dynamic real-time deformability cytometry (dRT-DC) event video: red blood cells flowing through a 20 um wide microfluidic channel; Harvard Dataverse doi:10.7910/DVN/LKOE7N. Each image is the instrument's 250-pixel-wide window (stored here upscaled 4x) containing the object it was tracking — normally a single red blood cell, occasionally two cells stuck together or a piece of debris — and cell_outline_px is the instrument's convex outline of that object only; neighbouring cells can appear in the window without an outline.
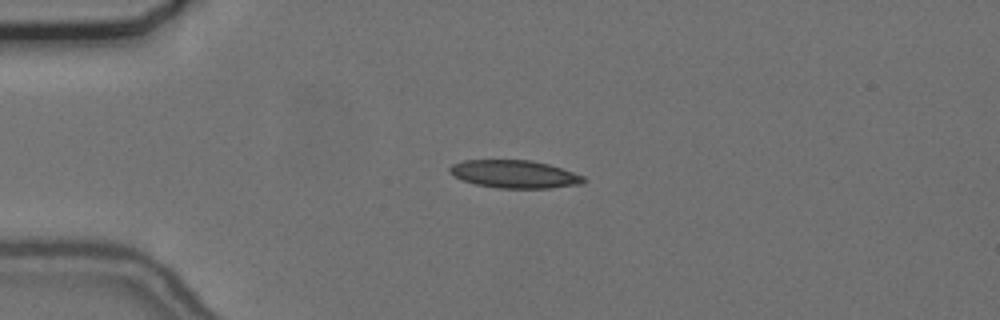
{"species": "common noctule bat (a hibernating species)", "species_latin": "Nyctalus noctula", "temperature_condition": "cold", "stored_images_in_passage": 43, "camera_frame_rate_fps": 3000, "um_per_image_px": 0.085, "animal": {"sex": "female", "body_mass_g": 24.6, "forearm_length_mm": 56.2}, "frame": {"image": 1, "passage_image": 1, "time_ms": 0.0, "image_size_px": [1000, 320], "cell_outline_px": [[588, 180], [584, 184], [548, 188], [496, 188], [476, 184], [464, 180], [448, 172], [448, 168], [452, 164], [464, 160], [532, 160], [548, 164], [584, 176]], "centroid_in_image_um": [43.76, 14.8], "position_along_channel_um": 41.2, "area_um2": 21.73}}
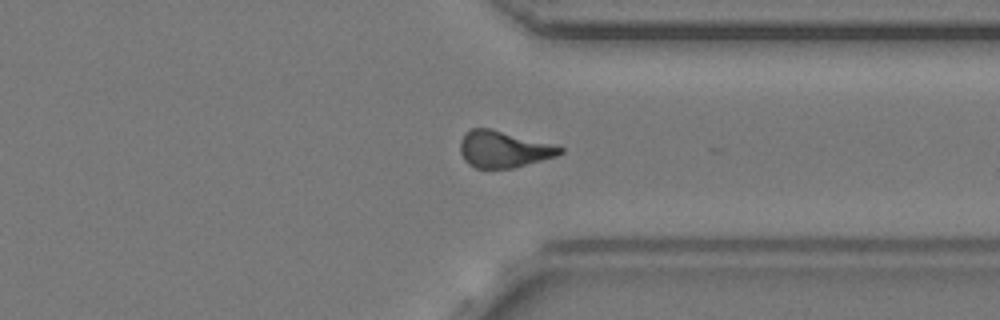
{"frame": {"image": 2, "passage_image": 30, "time_ms": 9.667, "image_size_px": [1000, 320], "cell_outline_px": [[564, 152], [556, 156], [512, 168], [476, 168], [468, 164], [464, 160], [460, 152], [460, 140], [464, 132], [472, 128], [492, 128], [552, 144], [564, 148]], "centroid_in_image_um": [42.77, 12.67], "position_along_channel_um": 368.6, "area_um2": 21.33}}
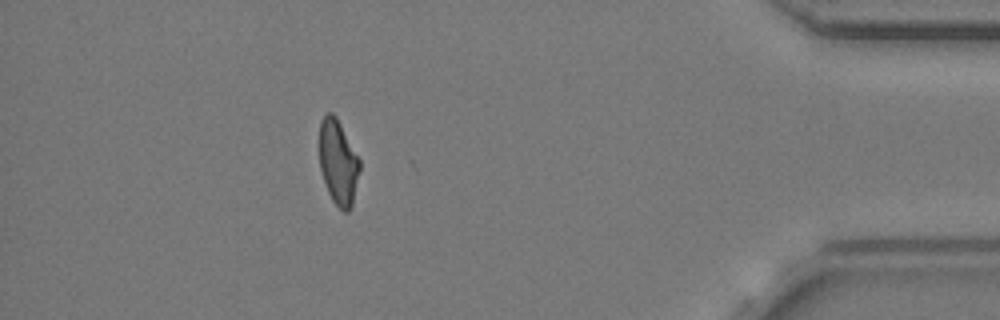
{"frame": {"image": 3, "passage_image": 37, "time_ms": 12.0, "image_size_px": [1000, 320], "cell_outline_px": [[360, 168], [352, 204], [348, 212], [344, 212], [332, 200], [328, 192], [320, 168], [320, 120], [328, 112], [332, 112], [336, 116], [360, 160]], "centroid_in_image_um": [28.74, 13.79], "position_along_channel_um": 406.5, "area_um2": 19.65}, "authors_computed_cell_mechanics": {"area_um2": 21.2704, "velocity_mm_per_s": 3.6921, "shape_relaxation_time_tau1_ms": null, "shape_relaxation_time_tau2_ms": 4.6594, "deformation_change_tau1": null, "deformation_change_tau2": 0.1159}}